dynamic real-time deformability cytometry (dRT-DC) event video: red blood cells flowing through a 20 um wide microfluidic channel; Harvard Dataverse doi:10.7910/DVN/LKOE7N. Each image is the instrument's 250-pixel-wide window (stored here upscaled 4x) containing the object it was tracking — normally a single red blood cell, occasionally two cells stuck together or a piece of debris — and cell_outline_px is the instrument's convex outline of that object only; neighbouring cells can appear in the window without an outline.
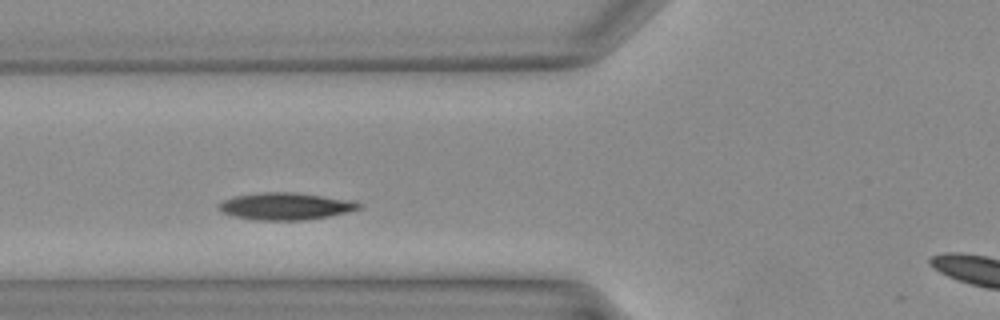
{"species": "Egyptian fruit bat (a non-hibernating species)", "species_latin": "Rousettus aegyptiacus", "temperature_condition": "warm", "stored_images_in_passage": 25, "camera_frame_rate_fps": 3000, "um_per_image_px": 0.085, "animal": {"sex": "female"}, "frame": {"image": 1, "passage_image": 4, "time_ms": 1.0, "image_size_px": [1000, 320], "cell_outline_px": [[360, 208], [348, 212], [332, 216], [304, 220], [256, 220], [232, 216], [220, 212], [216, 208], [224, 200], [236, 196], [264, 192], [292, 192], [352, 200], [360, 204]], "centroid_in_image_um": [24.25, 17.54], "position_along_channel_um": 101.5, "area_um2": 22.08}}